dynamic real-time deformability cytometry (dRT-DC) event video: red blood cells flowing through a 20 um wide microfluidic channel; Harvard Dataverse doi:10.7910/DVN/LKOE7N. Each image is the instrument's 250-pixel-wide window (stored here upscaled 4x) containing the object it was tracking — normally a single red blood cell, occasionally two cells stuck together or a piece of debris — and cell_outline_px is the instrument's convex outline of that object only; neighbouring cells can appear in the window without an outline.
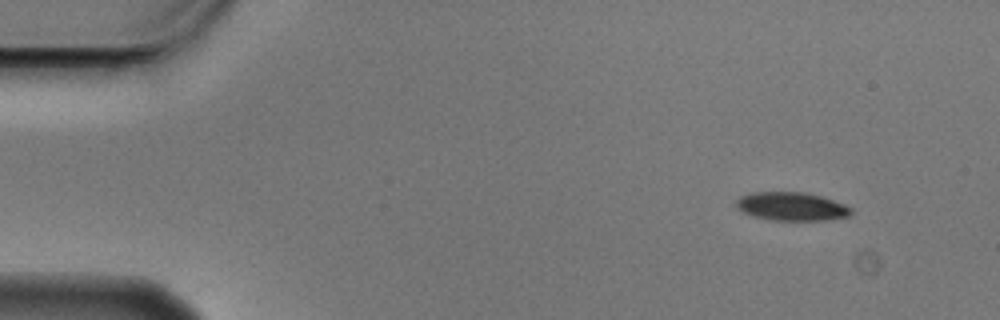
{"species": "Egyptian fruit bat (a non-hibernating species)", "species_latin": "Rousettus aegyptiacus", "temperature_condition": "cold", "stored_images_in_passage": 4, "camera_frame_rate_fps": 3000, "um_per_image_px": 0.085, "animal": {"sex": "male"}, "frame": {"image": 1, "passage_image": 1, "time_ms": 0.0, "image_size_px": [1000, 320], "cell_outline_px": [[852, 212], [848, 216], [832, 220], [768, 220], [752, 216], [736, 208], [736, 200], [740, 196], [752, 192], [804, 192], [820, 196], [844, 204], [852, 208]], "centroid_in_image_um": [67.26, 17.55], "position_along_channel_um": 17.7, "area_um2": 19.13}}
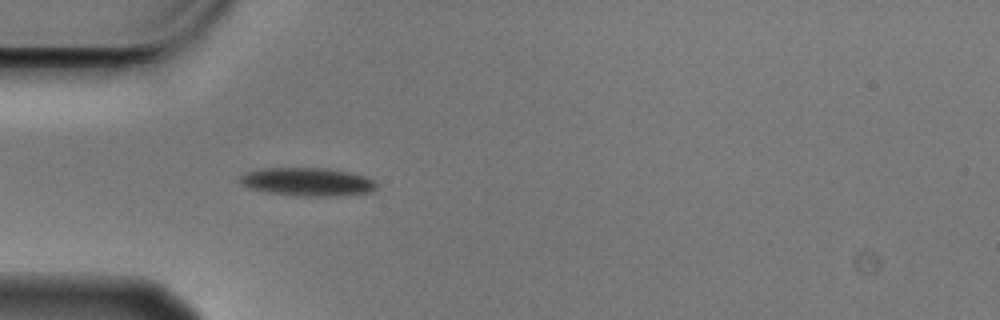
{"frame": {"image": 2, "passage_image": 4, "time_ms": 1.0, "image_size_px": [1000, 320], "cell_outline_px": [[380, 184], [372, 192], [340, 196], [296, 196], [268, 192], [248, 188], [240, 184], [240, 176], [244, 172], [260, 168], [328, 168], [348, 172], [364, 176], [376, 180]], "centroid_in_image_um": [26.15, 15.46], "position_along_channel_um": 58.8, "area_um2": 22.89}}